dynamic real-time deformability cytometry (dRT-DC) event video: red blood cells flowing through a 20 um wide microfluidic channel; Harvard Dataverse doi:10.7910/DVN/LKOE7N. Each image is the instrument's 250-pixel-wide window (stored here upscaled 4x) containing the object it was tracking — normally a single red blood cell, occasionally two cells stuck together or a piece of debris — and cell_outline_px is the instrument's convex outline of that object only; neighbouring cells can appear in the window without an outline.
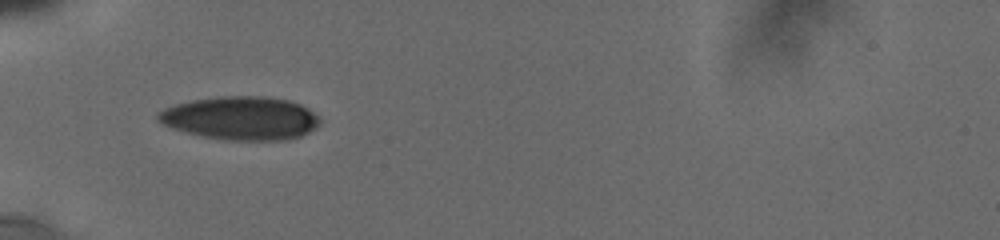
{"species": "human", "species_latin": "Homo sapiens", "temperature_condition": "cold", "stored_images_in_passage": 11, "camera_frame_rate_fps": 3000, "um_per_image_px": 0.085, "donor": {"sex": "male"}, "frame": {"image": 1, "passage_image": 10, "time_ms": 5.0, "image_size_px": [1000, 240], "cell_outline_px": [[320, 124], [316, 128], [300, 136], [288, 140], [224, 140], [204, 136], [172, 128], [156, 120], [156, 112], [164, 108], [176, 104], [192, 100], [220, 96], [260, 96], [288, 100], [300, 104], [308, 108], [320, 116]], "centroid_in_image_um": [20.48, 10.04], "position_along_channel_um": 64.5, "area_um2": 40.98}}